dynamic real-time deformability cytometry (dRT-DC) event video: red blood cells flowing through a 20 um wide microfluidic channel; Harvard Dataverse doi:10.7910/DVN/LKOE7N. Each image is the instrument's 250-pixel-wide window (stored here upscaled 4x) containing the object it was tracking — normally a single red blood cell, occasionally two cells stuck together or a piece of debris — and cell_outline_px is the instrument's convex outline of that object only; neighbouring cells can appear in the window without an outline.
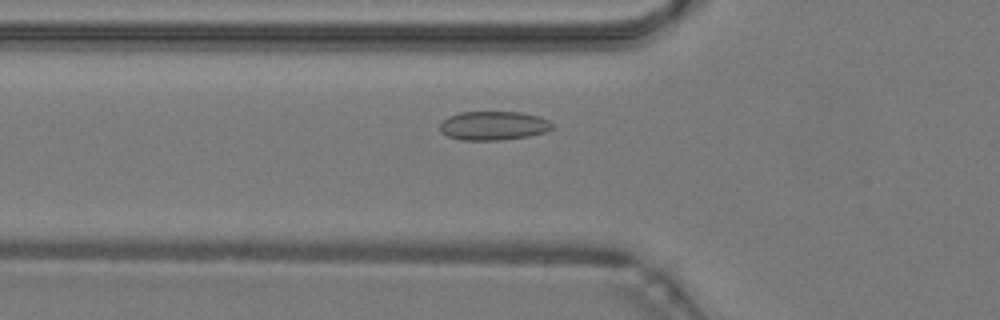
{"species": "common noctule bat (a hibernating species)", "species_latin": "Nyctalus noctula", "temperature_condition": "warm", "stored_images_in_passage": 46, "camera_frame_rate_fps": 3000, "um_per_image_px": 0.085, "animal": {"sex": "male", "body_mass_g": 19.2, "forearm_length_mm": 51.8}, "frame": {"image": 1, "passage_image": 15, "time_ms": 4.667, "image_size_px": [1000, 320], "cell_outline_px": [[552, 128], [544, 132], [528, 136], [500, 140], [460, 140], [448, 136], [440, 132], [440, 124], [448, 116], [460, 112], [520, 112], [536, 116], [548, 120], [552, 124]], "centroid_in_image_um": [41.9, 10.68], "position_along_channel_um": 83.9, "area_um2": 18.79}}
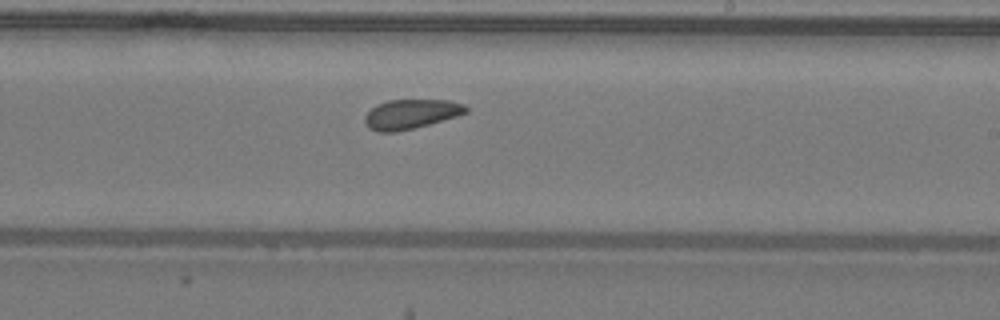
{"frame": {"image": 2, "passage_image": 27, "time_ms": 8.667, "image_size_px": [1000, 320], "cell_outline_px": [[468, 112], [456, 116], [428, 124], [396, 132], [376, 132], [368, 128], [364, 120], [364, 116], [376, 104], [388, 100], [448, 100], [464, 104], [468, 108]], "centroid_in_image_um": [34.9, 9.69], "position_along_channel_um": 254.1, "area_um2": 17.34}}
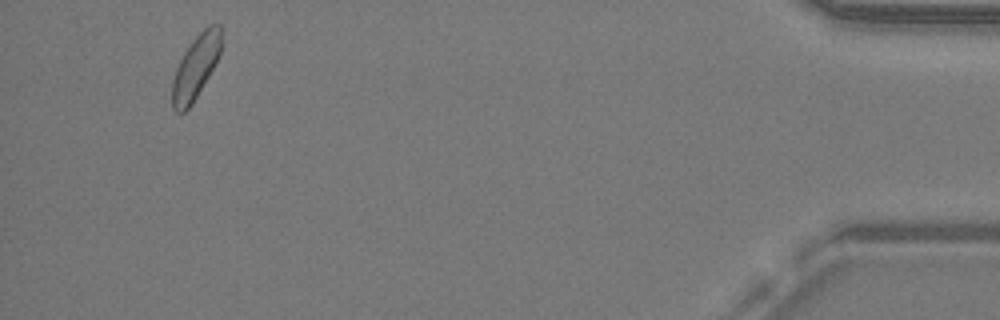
{"frame": {"image": 3, "passage_image": 44, "time_ms": 14.333, "image_size_px": [1000, 320], "cell_outline_px": [[224, 40], [220, 52], [208, 76], [192, 104], [184, 112], [176, 112], [172, 108], [172, 80], [176, 68], [184, 52], [196, 36], [208, 24], [220, 24]], "centroid_in_image_um": [16.65, 5.66], "position_along_channel_um": 418.6, "area_um2": 18.15}, "authors_computed_cell_mechanics": {"area_um2": 18.2648, "velocity_mm_per_s": 4.2417, "shape_relaxation_time_tau1_ms": 4.8024, "shape_relaxation_time_tau2_ms": 0.9632, "deformation_change_tau1": 0.056, "deformation_change_tau2": 0.0439}}